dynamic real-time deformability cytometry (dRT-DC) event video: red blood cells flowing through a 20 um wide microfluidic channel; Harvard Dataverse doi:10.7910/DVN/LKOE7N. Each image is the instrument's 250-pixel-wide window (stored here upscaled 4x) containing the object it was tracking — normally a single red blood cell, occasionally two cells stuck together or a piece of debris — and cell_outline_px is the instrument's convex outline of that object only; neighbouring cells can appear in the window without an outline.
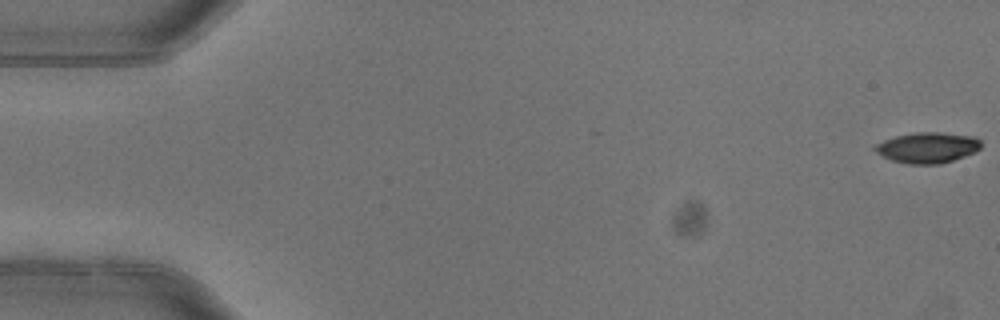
{"species": "common noctule bat (a hibernating species)", "species_latin": "Nyctalus noctula", "temperature_condition": "warm", "stored_images_in_passage": 7, "camera_frame_rate_fps": 3000, "um_per_image_px": 0.085, "animal": {"sex": "female"}, "frame": {"image": 1, "passage_image": 1, "time_ms": 0.0, "image_size_px": [1000, 320], "cell_outline_px": [[980, 148], [976, 152], [940, 164], [908, 164], [892, 160], [876, 152], [872, 148], [872, 144], [896, 136], [916, 132], [940, 132], [976, 136], [980, 140]], "centroid_in_image_um": [78.83, 12.54], "position_along_channel_um": 6.2, "area_um2": 19.07}}
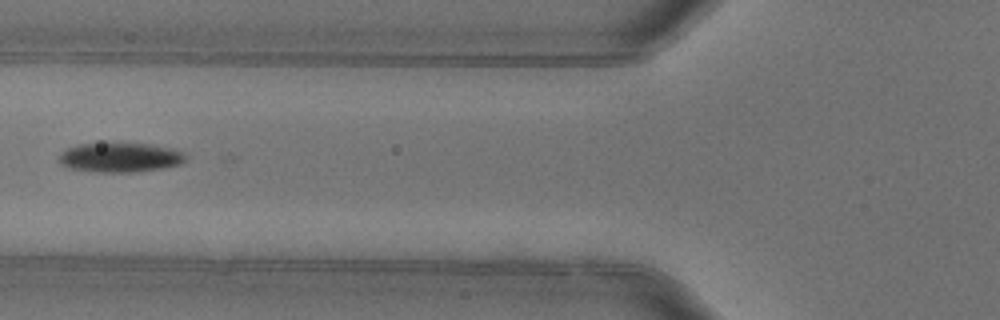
{"frame": {"image": 2, "passage_image": 6, "time_ms": 1.667, "image_size_px": [1000, 320], "cell_outline_px": [[188, 156], [180, 164], [164, 168], [136, 172], [96, 172], [72, 168], [60, 164], [60, 156], [68, 148], [80, 144], [152, 144], [172, 148]], "centroid_in_image_um": [10.26, 13.39], "position_along_channel_um": 115.5, "area_um2": 21.39}}